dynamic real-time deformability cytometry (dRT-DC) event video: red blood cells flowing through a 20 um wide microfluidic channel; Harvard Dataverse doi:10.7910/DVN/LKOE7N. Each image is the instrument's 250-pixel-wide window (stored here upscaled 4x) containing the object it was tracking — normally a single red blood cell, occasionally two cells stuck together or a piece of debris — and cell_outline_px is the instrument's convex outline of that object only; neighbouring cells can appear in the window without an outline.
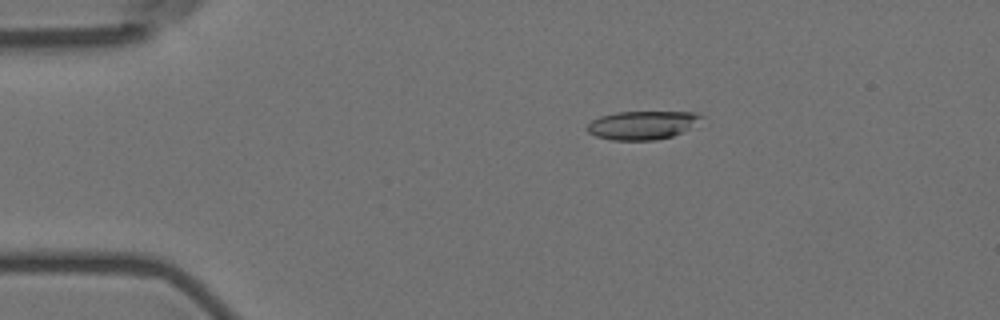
{"species": "Egyptian fruit bat (a non-hibernating species)", "species_latin": "Rousettus aegyptiacus", "temperature_condition": "room temperature", "stored_images_in_passage": 2, "camera_frame_rate_fps": 3000, "um_per_image_px": 0.085, "animal": {"sex": "female"}, "frame": {"image": 1, "passage_image": 1, "time_ms": 0.0, "image_size_px": [1000, 320], "cell_outline_px": [[704, 116], [680, 132], [672, 136], [656, 140], [612, 140], [596, 136], [588, 132], [588, 124], [592, 120], [600, 116], [616, 112], [692, 112]], "centroid_in_image_um": [54.52, 10.63], "position_along_channel_um": 30.5, "area_um2": 18.5}}